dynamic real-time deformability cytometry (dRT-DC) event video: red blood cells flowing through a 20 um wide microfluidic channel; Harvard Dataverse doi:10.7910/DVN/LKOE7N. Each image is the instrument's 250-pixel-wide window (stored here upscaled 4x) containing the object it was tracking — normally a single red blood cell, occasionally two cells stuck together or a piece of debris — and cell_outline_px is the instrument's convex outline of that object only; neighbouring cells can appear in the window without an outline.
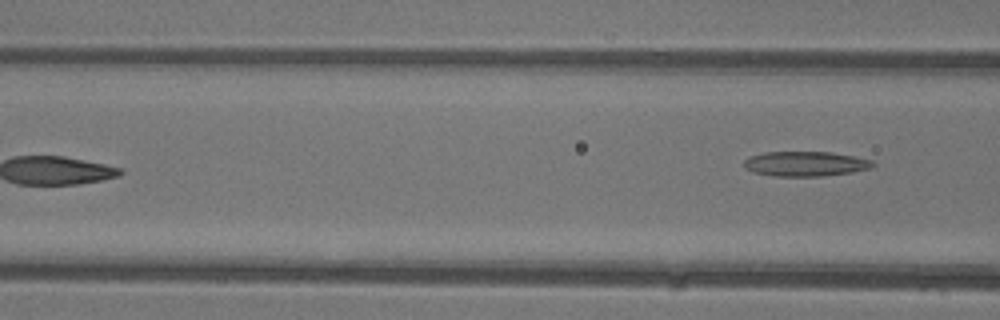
{"species": "common noctule bat (a hibernating species)", "species_latin": "Nyctalus noctula", "temperature_condition": "warm", "stored_images_in_passage": 6, "camera_frame_rate_fps": 3000, "um_per_image_px": 0.085, "animal": {"sex": "female"}, "frame": {"image": 1, "passage_image": 6, "time_ms": 7.0, "image_size_px": [1000, 320], "cell_outline_px": [[876, 164], [872, 168], [852, 172], [820, 176], [776, 176], [752, 172], [744, 168], [744, 160], [748, 156], [764, 152], [832, 152], [872, 160]], "centroid_in_image_um": [68.44, 13.92], "position_along_channel_um": 98.2, "area_um2": 18.73}}